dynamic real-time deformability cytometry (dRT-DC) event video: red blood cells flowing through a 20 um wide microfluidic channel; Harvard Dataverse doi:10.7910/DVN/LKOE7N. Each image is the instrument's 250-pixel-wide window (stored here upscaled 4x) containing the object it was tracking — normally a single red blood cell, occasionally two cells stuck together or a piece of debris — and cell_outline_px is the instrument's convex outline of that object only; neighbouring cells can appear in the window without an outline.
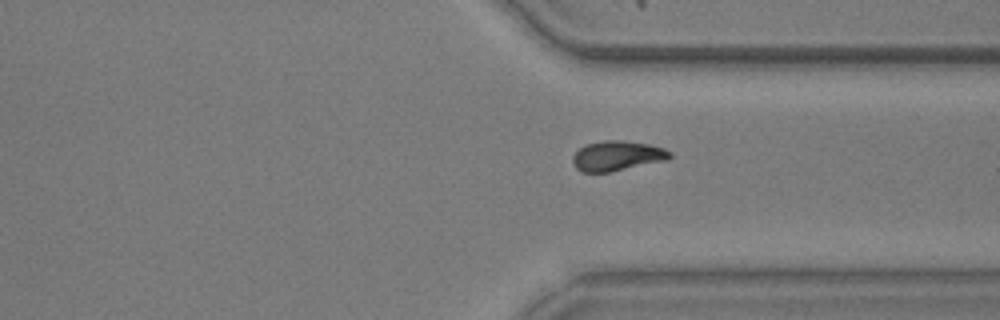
{"species": "common noctule bat (a hibernating species)", "species_latin": "Nyctalus noctula", "temperature_condition": "warm", "stored_images_in_passage": 19, "camera_frame_rate_fps": 3000, "um_per_image_px": 0.085, "animal": {"sex": "male", "body_mass_g": 20.5, "forearm_length_mm": 52.5}, "frame": {"image": 1, "passage_image": 18, "time_ms": 5.667, "image_size_px": [1000, 320], "cell_outline_px": [[672, 156], [668, 160], [608, 172], [580, 172], [576, 168], [572, 160], [572, 156], [584, 144], [604, 140], [624, 140], [648, 144], [664, 148], [672, 152]], "centroid_in_image_um": [52.46, 13.24], "position_along_channel_um": 358.9, "area_um2": 17.05}}